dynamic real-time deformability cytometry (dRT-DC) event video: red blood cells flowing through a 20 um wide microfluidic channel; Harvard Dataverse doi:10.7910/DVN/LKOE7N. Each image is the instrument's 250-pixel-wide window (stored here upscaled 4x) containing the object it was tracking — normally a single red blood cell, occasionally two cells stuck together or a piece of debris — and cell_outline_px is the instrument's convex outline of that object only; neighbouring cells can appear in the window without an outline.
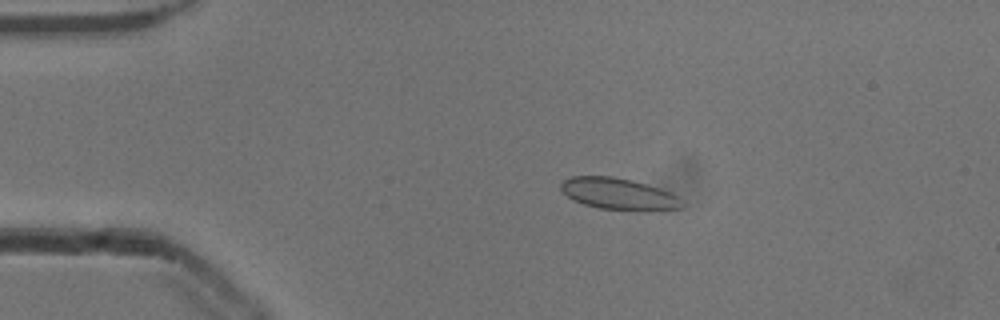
{"species": "common noctule bat (a hibernating species)", "species_latin": "Nyctalus noctula", "temperature_condition": "cold", "stored_images_in_passage": 52, "camera_frame_rate_fps": 3000, "um_per_image_px": 0.085, "animal": {"sex": "male", "body_mass_g": 13.3}, "frame": {"image": 1, "passage_image": 10, "time_ms": 3.0, "image_size_px": [1000, 320], "cell_outline_px": [[680, 208], [648, 212], [636, 212], [600, 208], [584, 204], [572, 200], [560, 188], [560, 184], [564, 180], [572, 176], [612, 176], [632, 180], [668, 192], [676, 196]], "centroid_in_image_um": [52.52, 16.5], "position_along_channel_um": 32.5, "area_um2": 22.14}}
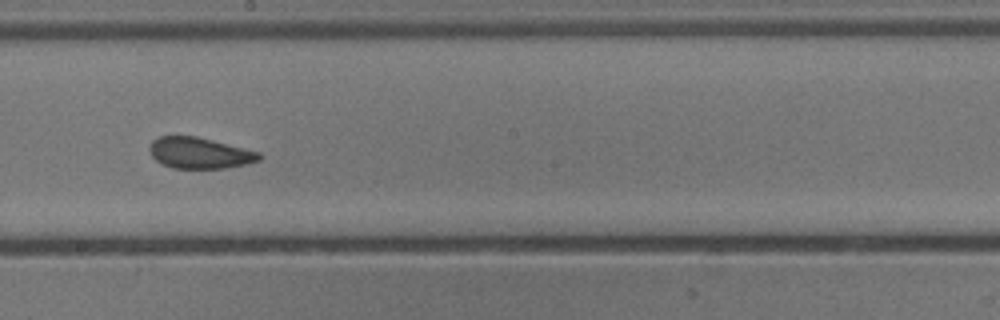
{"frame": {"image": 2, "passage_image": 29, "time_ms": 9.333, "image_size_px": [1000, 320], "cell_outline_px": [[264, 156], [260, 160], [248, 164], [224, 168], [172, 168], [156, 160], [152, 156], [148, 148], [152, 140], [160, 136], [196, 136], [260, 152]], "centroid_in_image_um": [16.99, 13.0], "position_along_channel_um": 231.2, "area_um2": 19.88}}
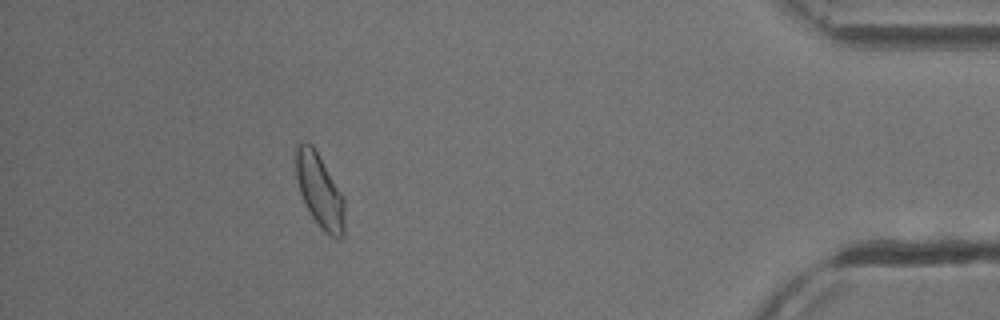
{"frame": {"image": 3, "passage_image": 47, "time_ms": 15.333, "image_size_px": [1000, 320], "cell_outline_px": [[344, 236], [336, 240], [324, 232], [320, 228], [312, 216], [300, 192], [296, 176], [296, 144], [300, 140], [304, 140], [312, 144], [344, 196]], "centroid_in_image_um": [27.18, 16.21], "position_along_channel_um": 408.0, "area_um2": 21.04}, "authors_computed_cell_mechanics": {"area_um2": 20.7502, "velocity_mm_per_s": 3.8815, "shape_relaxation_time_tau1_ms": 5.1073, "shape_relaxation_time_tau2_ms": 0.9388, "deformation_change_tau1": 0.0979, "deformation_change_tau2": 0.0625}}